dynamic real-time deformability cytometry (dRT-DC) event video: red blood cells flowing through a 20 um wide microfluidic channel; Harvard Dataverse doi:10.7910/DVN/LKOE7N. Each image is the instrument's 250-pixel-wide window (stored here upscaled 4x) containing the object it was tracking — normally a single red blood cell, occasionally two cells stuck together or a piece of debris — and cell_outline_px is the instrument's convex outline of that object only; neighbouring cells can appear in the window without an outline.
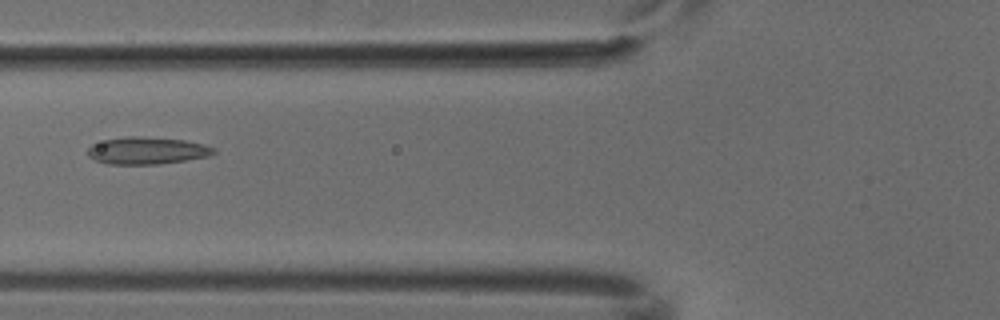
{"species": "common noctule bat (a hibernating species)", "species_latin": "Nyctalus noctula", "temperature_condition": "cold", "stored_images_in_passage": 6, "camera_frame_rate_fps": 3000, "um_per_image_px": 0.085, "animal": {"sex": "male", "body_mass_g": 18.8}, "frame": {"image": 1, "passage_image": 4, "time_ms": 1.0, "image_size_px": [1000, 320], "cell_outline_px": [[216, 152], [208, 156], [184, 160], [156, 164], [108, 164], [96, 160], [88, 156], [88, 148], [92, 144], [104, 140], [124, 136], [136, 136], [184, 140], [204, 144], [216, 148]], "centroid_in_image_um": [12.48, 12.79], "position_along_channel_um": 113.3, "area_um2": 19.83}}
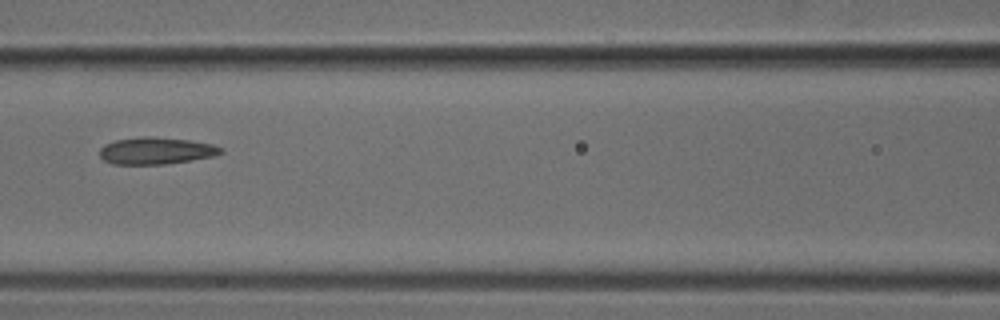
{"frame": {"image": 2, "passage_image": 5, "time_ms": 1.333, "image_size_px": [1000, 320], "cell_outline_px": [[224, 152], [216, 156], [192, 160], [164, 164], [112, 164], [104, 160], [100, 156], [100, 148], [104, 144], [116, 140], [140, 136], [156, 136], [188, 140], [212, 144], [224, 148]], "centroid_in_image_um": [13.29, 12.81], "position_along_channel_um": 153.3, "area_um2": 19.25}}
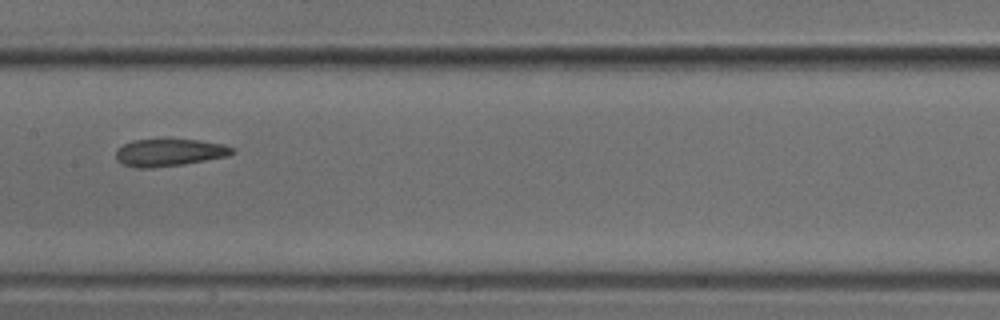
{"frame": {"image": 3, "passage_image": 6, "time_ms": 1.667, "image_size_px": [1000, 320], "cell_outline_px": [[236, 152], [228, 156], [184, 164], [152, 168], [136, 168], [124, 164], [116, 160], [116, 148], [132, 140], [196, 140], [224, 144], [236, 148]], "centroid_in_image_um": [14.41, 12.97], "position_along_channel_um": 193.0, "area_um2": 18.55}}